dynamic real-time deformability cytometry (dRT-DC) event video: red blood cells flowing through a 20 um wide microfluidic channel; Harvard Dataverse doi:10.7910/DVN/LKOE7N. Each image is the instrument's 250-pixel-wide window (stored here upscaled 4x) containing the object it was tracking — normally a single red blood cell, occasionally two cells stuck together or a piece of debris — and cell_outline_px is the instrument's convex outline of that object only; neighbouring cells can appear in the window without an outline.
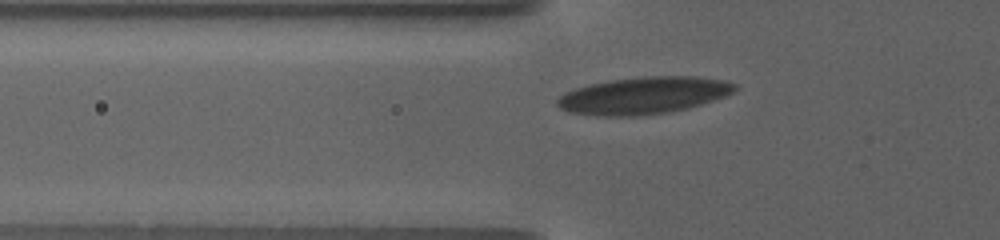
{"species": "human", "species_latin": "Homo sapiens", "temperature_condition": "warm", "stored_images_in_passage": 68, "camera_frame_rate_fps": 3000, "um_per_image_px": 0.085, "donor": {"sex": "female"}, "frame": {"image": 1, "passage_image": 2, "time_ms": 0.333, "image_size_px": [1000, 240], "cell_outline_px": [[736, 88], [732, 92], [724, 96], [688, 108], [672, 112], [640, 116], [596, 116], [568, 112], [560, 108], [556, 104], [556, 100], [564, 92], [588, 84], [608, 80], [644, 76], [696, 76], [724, 80], [736, 84]], "centroid_in_image_um": [54.66, 8.12], "position_along_channel_um": 71.1, "area_um2": 38.61}}
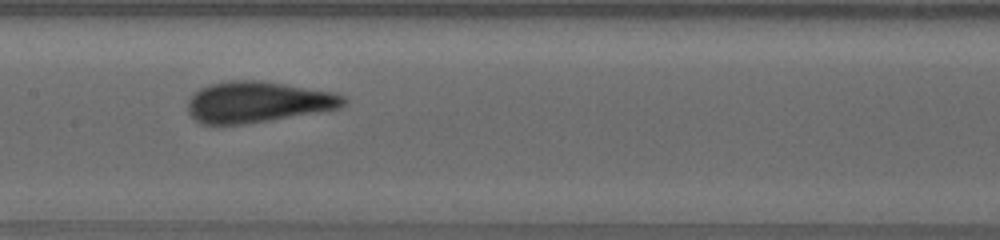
{"frame": {"image": 2, "passage_image": 20, "time_ms": 4.333, "image_size_px": [1000, 240], "cell_outline_px": [[348, 104], [340, 108], [244, 124], [200, 124], [188, 112], [188, 100], [192, 92], [208, 84], [228, 80], [256, 80], [284, 84], [332, 92], [344, 96], [348, 100]], "centroid_in_image_um": [21.87, 8.66], "position_along_channel_um": 185.5, "area_um2": 37.17}}
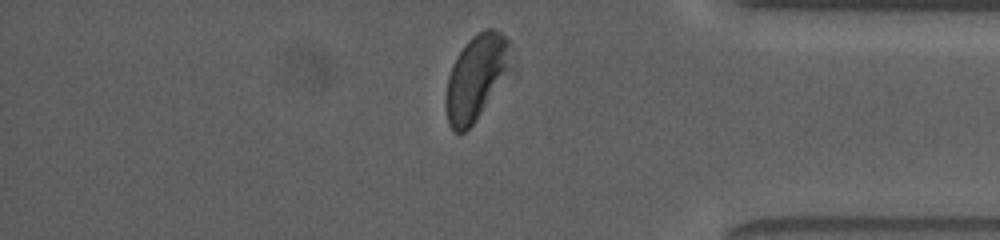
{"frame": {"image": 3, "passage_image": 54, "time_ms": 12.0, "image_size_px": [1000, 240], "cell_outline_px": [[508, 68], [480, 112], [472, 124], [464, 132], [452, 132], [448, 124], [444, 108], [444, 100], [448, 76], [452, 64], [468, 40], [472, 36], [484, 28], [496, 28], [508, 40]], "centroid_in_image_um": [40.36, 6.58], "position_along_channel_um": 394.8, "area_um2": 31.1}}